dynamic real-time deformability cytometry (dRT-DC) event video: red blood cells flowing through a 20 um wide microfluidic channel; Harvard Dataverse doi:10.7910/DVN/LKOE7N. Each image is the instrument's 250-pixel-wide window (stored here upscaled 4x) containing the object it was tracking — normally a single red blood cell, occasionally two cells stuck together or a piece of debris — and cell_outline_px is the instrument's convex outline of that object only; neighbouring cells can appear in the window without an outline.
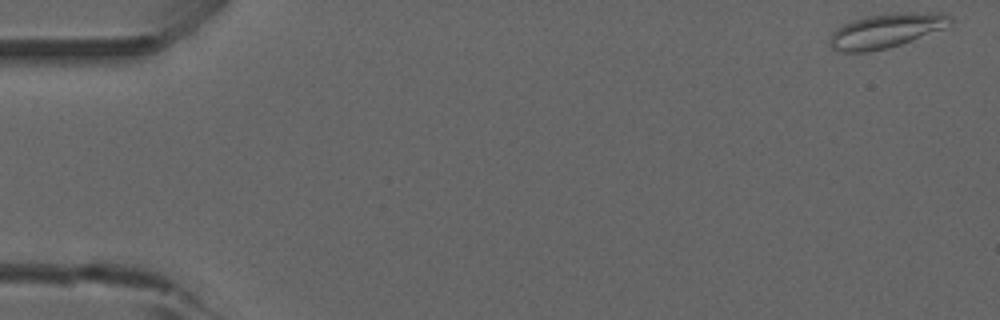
{"species": "common noctule bat (a hibernating species)", "species_latin": "Nyctalus noctula", "temperature_condition": "room temperature", "stored_images_in_passage": 50, "camera_frame_rate_fps": 3000, "um_per_image_px": 0.085, "animal": {"sex": "male", "forearm_length_mm": 52.5}, "frame": {"image": 1, "passage_image": 1, "time_ms": 0.0, "image_size_px": [1000, 320], "cell_outline_px": [[952, 28], [888, 48], [868, 52], [844, 52], [832, 48], [828, 44], [828, 40], [832, 32], [836, 28], [852, 20], [868, 16], [892, 12], [944, 12], [952, 16]], "centroid_in_image_um": [75.43, 2.59], "position_along_channel_um": 9.6, "area_um2": 24.97}}
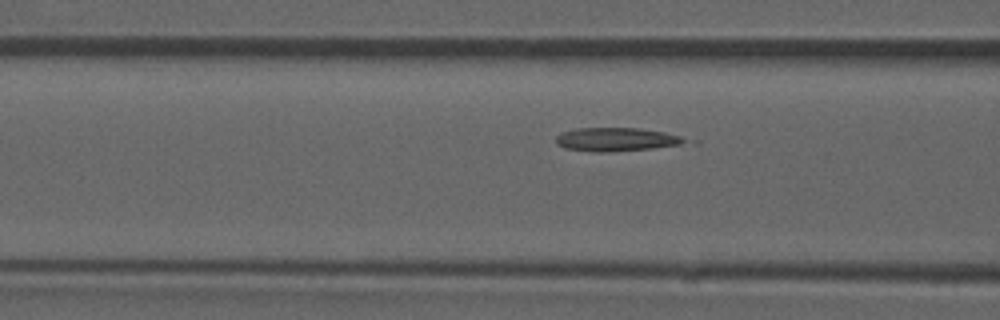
{"frame": {"image": 2, "passage_image": 20, "time_ms": 6.333, "image_size_px": [1000, 320], "cell_outline_px": [[688, 140], [680, 144], [652, 148], [608, 152], [592, 152], [564, 148], [556, 144], [556, 136], [564, 132], [576, 128], [640, 128], [664, 132], [680, 136]], "centroid_in_image_um": [52.33, 11.85], "position_along_channel_um": 114.3, "area_um2": 17.57}}
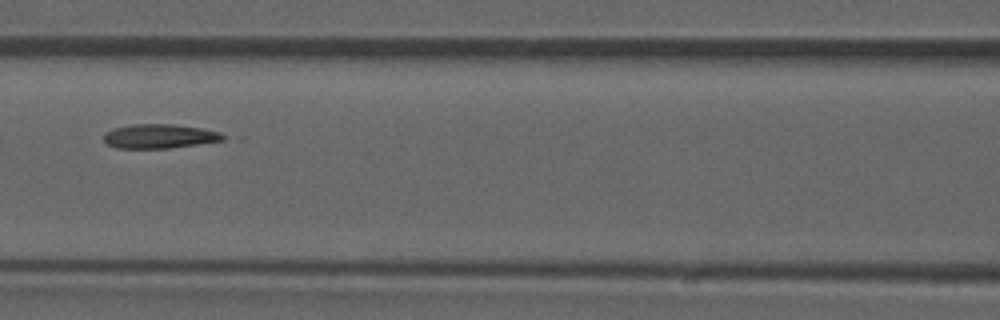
{"frame": {"image": 3, "passage_image": 23, "time_ms": 7.333, "image_size_px": [1000, 320], "cell_outline_px": [[228, 136], [224, 140], [168, 148], [116, 148], [108, 144], [104, 140], [104, 132], [116, 128], [132, 124], [172, 124], [200, 128], [220, 132]], "centroid_in_image_um": [13.56, 11.58], "position_along_channel_um": 153.0, "area_um2": 16.7}, "authors_computed_cell_mechanics": {"area_um2": 17.6868, "velocity_mm_per_s": 3.8711, "shape_relaxation_time_tau1_ms": null, "shape_relaxation_time_tau2_ms": 3.2537, "deformation_change_tau1": null, "deformation_change_tau2": 0.0839}}